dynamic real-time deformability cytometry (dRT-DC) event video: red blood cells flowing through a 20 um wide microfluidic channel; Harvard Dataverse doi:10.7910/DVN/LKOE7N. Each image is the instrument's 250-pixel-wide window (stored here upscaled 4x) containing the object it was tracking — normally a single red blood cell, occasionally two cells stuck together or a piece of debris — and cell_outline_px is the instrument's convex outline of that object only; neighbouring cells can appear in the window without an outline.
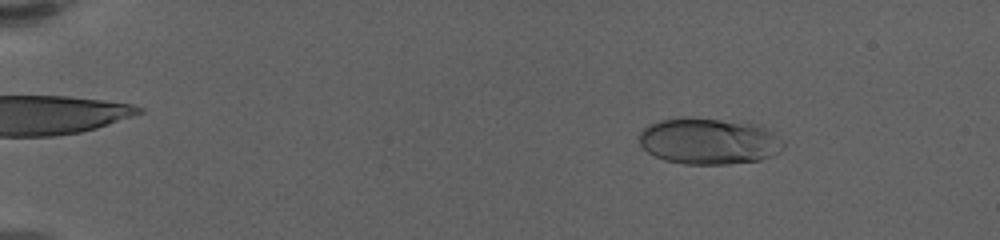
{"species": "human", "species_latin": "Homo sapiens", "temperature_condition": "warm", "stored_images_in_passage": 62, "camera_frame_rate_fps": 3000, "um_per_image_px": 0.085, "donor": {"sex": "female"}, "frame": {"image": 1, "passage_image": 10, "time_ms": 3.0, "image_size_px": [1000, 240], "cell_outline_px": [[784, 148], [772, 156], [760, 160], [728, 164], [684, 164], [664, 160], [648, 152], [640, 144], [640, 132], [648, 124], [660, 120], [684, 116], [760, 124], [784, 140]], "centroid_in_image_um": [60.27, 11.99], "position_along_channel_um": 24.7, "area_um2": 39.25}}
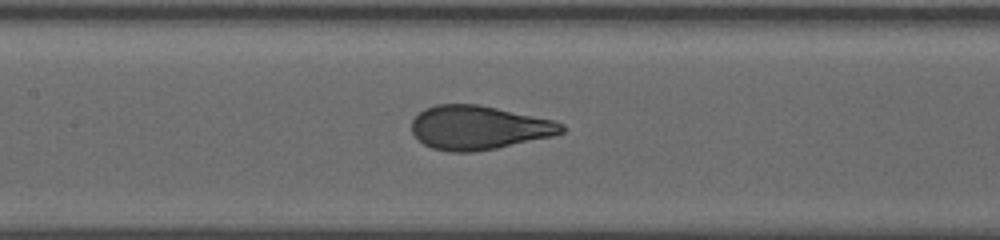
{"frame": {"image": 2, "passage_image": 32, "time_ms": 10.333, "image_size_px": [1000, 240], "cell_outline_px": [[568, 128], [564, 132], [552, 136], [496, 148], [472, 152], [448, 152], [432, 148], [424, 144], [412, 132], [412, 120], [424, 108], [436, 104], [480, 104], [556, 120], [564, 124]], "centroid_in_image_um": [40.73, 10.83], "position_along_channel_um": 166.7, "area_um2": 38.61}}
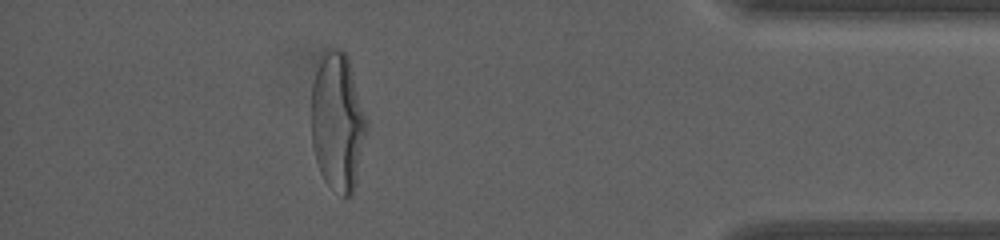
{"frame": {"image": 3, "passage_image": 56, "time_ms": 18.333, "image_size_px": [1000, 240], "cell_outline_px": [[368, 124], [356, 184], [352, 196], [340, 196], [324, 180], [320, 172], [316, 160], [312, 144], [312, 84], [320, 60], [324, 52], [332, 48], [340, 48], [348, 56], [368, 120]], "centroid_in_image_um": [28.72, 10.38], "position_along_channel_um": 406.5, "area_um2": 44.68}, "authors_computed_cell_mechanics": {"area_um2": 38.8127, "velocity_mm_per_s": 3.4466, "shape_relaxation_time_tau1_ms": 4.0442, "shape_relaxation_time_tau2_ms": null, "deformation_change_tau1": 0.2155, "deformation_change_tau2": null}}